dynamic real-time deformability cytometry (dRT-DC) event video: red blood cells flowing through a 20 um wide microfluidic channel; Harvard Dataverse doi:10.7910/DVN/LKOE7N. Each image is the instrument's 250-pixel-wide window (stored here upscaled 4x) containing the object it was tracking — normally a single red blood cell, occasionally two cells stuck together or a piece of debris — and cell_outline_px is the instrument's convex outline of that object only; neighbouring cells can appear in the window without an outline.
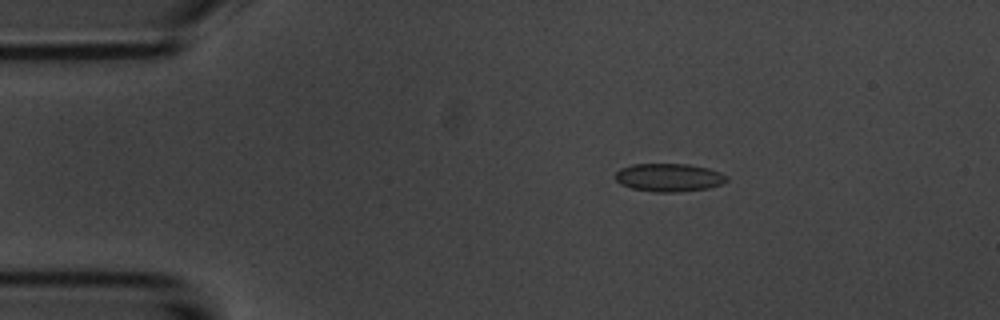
{"species": "common noctule bat (a hibernating species)", "species_latin": "Nyctalus noctula", "temperature_condition": "room temperature", "stored_images_in_passage": 9, "camera_frame_rate_fps": 3000, "um_per_image_px": 0.085, "animal": {"sex": "male", "body_mass_g": 20.1, "forearm_length_mm": 53.5}, "frame": {"image": 1, "passage_image": 3, "time_ms": 2.0, "image_size_px": [1000, 320], "cell_outline_px": [[728, 180], [720, 184], [708, 188], [676, 192], [656, 192], [632, 188], [620, 184], [616, 180], [616, 172], [620, 168], [632, 164], [688, 164], [708, 168], [720, 172], [728, 176]], "centroid_in_image_um": [56.86, 15.08], "position_along_channel_um": 28.1, "area_um2": 18.21}}
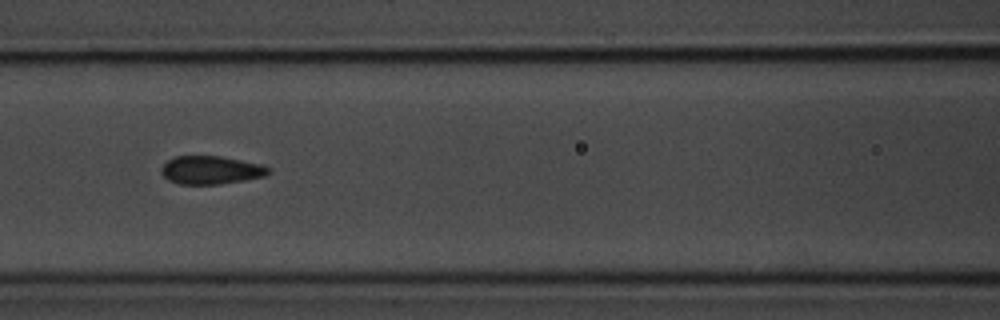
{"frame": {"image": 2, "passage_image": 7, "time_ms": 6.667, "image_size_px": [1000, 320], "cell_outline_px": [[272, 172], [264, 176], [244, 180], [220, 184], [180, 184], [168, 180], [160, 172], [160, 168], [168, 160], [176, 156], [220, 156], [260, 164], [272, 168]], "centroid_in_image_um": [17.93, 14.46], "position_along_channel_um": 148.7, "area_um2": 17.63}}
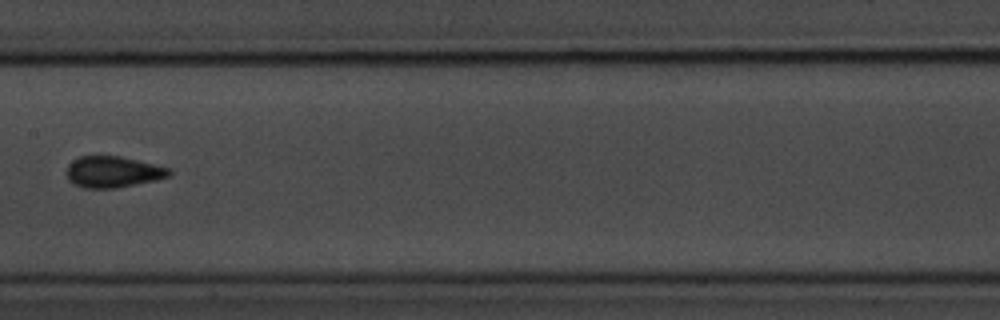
{"frame": {"image": 3, "passage_image": 8, "time_ms": 8.0, "image_size_px": [1000, 320], "cell_outline_px": [[172, 172], [168, 176], [156, 180], [116, 188], [84, 188], [72, 184], [68, 180], [68, 164], [72, 160], [80, 156], [120, 156], [168, 168]], "centroid_in_image_um": [9.56, 14.62], "position_along_channel_um": 197.8, "area_um2": 18.5}}